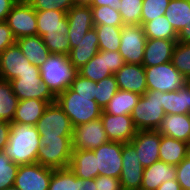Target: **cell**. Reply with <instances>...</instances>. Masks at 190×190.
Listing matches in <instances>:
<instances>
[{
	"label": "cell",
	"instance_id": "obj_54",
	"mask_svg": "<svg viewBox=\"0 0 190 190\" xmlns=\"http://www.w3.org/2000/svg\"><path fill=\"white\" fill-rule=\"evenodd\" d=\"M74 4L89 5L92 0H73Z\"/></svg>",
	"mask_w": 190,
	"mask_h": 190
},
{
	"label": "cell",
	"instance_id": "obj_31",
	"mask_svg": "<svg viewBox=\"0 0 190 190\" xmlns=\"http://www.w3.org/2000/svg\"><path fill=\"white\" fill-rule=\"evenodd\" d=\"M140 97L141 95L138 93L119 89L103 108V111L112 115H131Z\"/></svg>",
	"mask_w": 190,
	"mask_h": 190
},
{
	"label": "cell",
	"instance_id": "obj_9",
	"mask_svg": "<svg viewBox=\"0 0 190 190\" xmlns=\"http://www.w3.org/2000/svg\"><path fill=\"white\" fill-rule=\"evenodd\" d=\"M144 68L147 90L171 92L185 86L186 78L173 66L171 61Z\"/></svg>",
	"mask_w": 190,
	"mask_h": 190
},
{
	"label": "cell",
	"instance_id": "obj_39",
	"mask_svg": "<svg viewBox=\"0 0 190 190\" xmlns=\"http://www.w3.org/2000/svg\"><path fill=\"white\" fill-rule=\"evenodd\" d=\"M119 13L124 25H141L143 0H121Z\"/></svg>",
	"mask_w": 190,
	"mask_h": 190
},
{
	"label": "cell",
	"instance_id": "obj_34",
	"mask_svg": "<svg viewBox=\"0 0 190 190\" xmlns=\"http://www.w3.org/2000/svg\"><path fill=\"white\" fill-rule=\"evenodd\" d=\"M143 29L147 39L177 40L178 38V33L164 15L146 22Z\"/></svg>",
	"mask_w": 190,
	"mask_h": 190
},
{
	"label": "cell",
	"instance_id": "obj_46",
	"mask_svg": "<svg viewBox=\"0 0 190 190\" xmlns=\"http://www.w3.org/2000/svg\"><path fill=\"white\" fill-rule=\"evenodd\" d=\"M95 182L96 190H122L120 180L115 177L98 175Z\"/></svg>",
	"mask_w": 190,
	"mask_h": 190
},
{
	"label": "cell",
	"instance_id": "obj_5",
	"mask_svg": "<svg viewBox=\"0 0 190 190\" xmlns=\"http://www.w3.org/2000/svg\"><path fill=\"white\" fill-rule=\"evenodd\" d=\"M163 92L147 90L134 107L131 118L137 130H157L165 116Z\"/></svg>",
	"mask_w": 190,
	"mask_h": 190
},
{
	"label": "cell",
	"instance_id": "obj_40",
	"mask_svg": "<svg viewBox=\"0 0 190 190\" xmlns=\"http://www.w3.org/2000/svg\"><path fill=\"white\" fill-rule=\"evenodd\" d=\"M171 62L181 75L190 77V43L176 42Z\"/></svg>",
	"mask_w": 190,
	"mask_h": 190
},
{
	"label": "cell",
	"instance_id": "obj_1",
	"mask_svg": "<svg viewBox=\"0 0 190 190\" xmlns=\"http://www.w3.org/2000/svg\"><path fill=\"white\" fill-rule=\"evenodd\" d=\"M66 14L57 10L36 11L37 35L42 37L51 54L68 56L70 53Z\"/></svg>",
	"mask_w": 190,
	"mask_h": 190
},
{
	"label": "cell",
	"instance_id": "obj_6",
	"mask_svg": "<svg viewBox=\"0 0 190 190\" xmlns=\"http://www.w3.org/2000/svg\"><path fill=\"white\" fill-rule=\"evenodd\" d=\"M40 140L72 139L73 125L57 102L49 104L35 125Z\"/></svg>",
	"mask_w": 190,
	"mask_h": 190
},
{
	"label": "cell",
	"instance_id": "obj_19",
	"mask_svg": "<svg viewBox=\"0 0 190 190\" xmlns=\"http://www.w3.org/2000/svg\"><path fill=\"white\" fill-rule=\"evenodd\" d=\"M68 22V37L71 48L82 41L85 34L94 27L92 10L89 5L75 4L66 14Z\"/></svg>",
	"mask_w": 190,
	"mask_h": 190
},
{
	"label": "cell",
	"instance_id": "obj_38",
	"mask_svg": "<svg viewBox=\"0 0 190 190\" xmlns=\"http://www.w3.org/2000/svg\"><path fill=\"white\" fill-rule=\"evenodd\" d=\"M118 90V84L113 74L96 82L94 100L101 108H104Z\"/></svg>",
	"mask_w": 190,
	"mask_h": 190
},
{
	"label": "cell",
	"instance_id": "obj_15",
	"mask_svg": "<svg viewBox=\"0 0 190 190\" xmlns=\"http://www.w3.org/2000/svg\"><path fill=\"white\" fill-rule=\"evenodd\" d=\"M25 71H40L31 64L15 42L0 54V79L11 81Z\"/></svg>",
	"mask_w": 190,
	"mask_h": 190
},
{
	"label": "cell",
	"instance_id": "obj_3",
	"mask_svg": "<svg viewBox=\"0 0 190 190\" xmlns=\"http://www.w3.org/2000/svg\"><path fill=\"white\" fill-rule=\"evenodd\" d=\"M56 102L69 117L73 127L101 117V108L92 96L79 95L70 87L56 96Z\"/></svg>",
	"mask_w": 190,
	"mask_h": 190
},
{
	"label": "cell",
	"instance_id": "obj_21",
	"mask_svg": "<svg viewBox=\"0 0 190 190\" xmlns=\"http://www.w3.org/2000/svg\"><path fill=\"white\" fill-rule=\"evenodd\" d=\"M114 75L120 90L139 95L147 91L145 68L140 64L125 63Z\"/></svg>",
	"mask_w": 190,
	"mask_h": 190
},
{
	"label": "cell",
	"instance_id": "obj_51",
	"mask_svg": "<svg viewBox=\"0 0 190 190\" xmlns=\"http://www.w3.org/2000/svg\"><path fill=\"white\" fill-rule=\"evenodd\" d=\"M77 190H96L95 178L93 179L77 178Z\"/></svg>",
	"mask_w": 190,
	"mask_h": 190
},
{
	"label": "cell",
	"instance_id": "obj_13",
	"mask_svg": "<svg viewBox=\"0 0 190 190\" xmlns=\"http://www.w3.org/2000/svg\"><path fill=\"white\" fill-rule=\"evenodd\" d=\"M53 169L38 163L19 165L14 185L19 190H48Z\"/></svg>",
	"mask_w": 190,
	"mask_h": 190
},
{
	"label": "cell",
	"instance_id": "obj_16",
	"mask_svg": "<svg viewBox=\"0 0 190 190\" xmlns=\"http://www.w3.org/2000/svg\"><path fill=\"white\" fill-rule=\"evenodd\" d=\"M144 167L141 165L135 148L124 143L122 148V171L119 177L122 190H140Z\"/></svg>",
	"mask_w": 190,
	"mask_h": 190
},
{
	"label": "cell",
	"instance_id": "obj_32",
	"mask_svg": "<svg viewBox=\"0 0 190 190\" xmlns=\"http://www.w3.org/2000/svg\"><path fill=\"white\" fill-rule=\"evenodd\" d=\"M164 16L179 33L190 20V0H170Z\"/></svg>",
	"mask_w": 190,
	"mask_h": 190
},
{
	"label": "cell",
	"instance_id": "obj_17",
	"mask_svg": "<svg viewBox=\"0 0 190 190\" xmlns=\"http://www.w3.org/2000/svg\"><path fill=\"white\" fill-rule=\"evenodd\" d=\"M108 141L101 118L80 124L73 129V149L93 150Z\"/></svg>",
	"mask_w": 190,
	"mask_h": 190
},
{
	"label": "cell",
	"instance_id": "obj_55",
	"mask_svg": "<svg viewBox=\"0 0 190 190\" xmlns=\"http://www.w3.org/2000/svg\"><path fill=\"white\" fill-rule=\"evenodd\" d=\"M185 86H186V87L189 89V91H190V77H187V78H186Z\"/></svg>",
	"mask_w": 190,
	"mask_h": 190
},
{
	"label": "cell",
	"instance_id": "obj_26",
	"mask_svg": "<svg viewBox=\"0 0 190 190\" xmlns=\"http://www.w3.org/2000/svg\"><path fill=\"white\" fill-rule=\"evenodd\" d=\"M172 179H176V166L158 160L144 168L140 190H156L161 183Z\"/></svg>",
	"mask_w": 190,
	"mask_h": 190
},
{
	"label": "cell",
	"instance_id": "obj_53",
	"mask_svg": "<svg viewBox=\"0 0 190 190\" xmlns=\"http://www.w3.org/2000/svg\"><path fill=\"white\" fill-rule=\"evenodd\" d=\"M177 42L190 43V20L188 25L178 33Z\"/></svg>",
	"mask_w": 190,
	"mask_h": 190
},
{
	"label": "cell",
	"instance_id": "obj_33",
	"mask_svg": "<svg viewBox=\"0 0 190 190\" xmlns=\"http://www.w3.org/2000/svg\"><path fill=\"white\" fill-rule=\"evenodd\" d=\"M18 102L10 82L0 79V121H13Z\"/></svg>",
	"mask_w": 190,
	"mask_h": 190
},
{
	"label": "cell",
	"instance_id": "obj_41",
	"mask_svg": "<svg viewBox=\"0 0 190 190\" xmlns=\"http://www.w3.org/2000/svg\"><path fill=\"white\" fill-rule=\"evenodd\" d=\"M18 168L19 165L13 163L4 151H0V190L14 185Z\"/></svg>",
	"mask_w": 190,
	"mask_h": 190
},
{
	"label": "cell",
	"instance_id": "obj_56",
	"mask_svg": "<svg viewBox=\"0 0 190 190\" xmlns=\"http://www.w3.org/2000/svg\"><path fill=\"white\" fill-rule=\"evenodd\" d=\"M4 190H19L18 188H16L15 186L9 187V188H5Z\"/></svg>",
	"mask_w": 190,
	"mask_h": 190
},
{
	"label": "cell",
	"instance_id": "obj_23",
	"mask_svg": "<svg viewBox=\"0 0 190 190\" xmlns=\"http://www.w3.org/2000/svg\"><path fill=\"white\" fill-rule=\"evenodd\" d=\"M99 52L98 35L93 27L86 34L82 41L76 43V47L71 48L68 55L70 63L78 70L83 67Z\"/></svg>",
	"mask_w": 190,
	"mask_h": 190
},
{
	"label": "cell",
	"instance_id": "obj_14",
	"mask_svg": "<svg viewBox=\"0 0 190 190\" xmlns=\"http://www.w3.org/2000/svg\"><path fill=\"white\" fill-rule=\"evenodd\" d=\"M122 142L108 141L93 149L99 175L120 177L122 171Z\"/></svg>",
	"mask_w": 190,
	"mask_h": 190
},
{
	"label": "cell",
	"instance_id": "obj_44",
	"mask_svg": "<svg viewBox=\"0 0 190 190\" xmlns=\"http://www.w3.org/2000/svg\"><path fill=\"white\" fill-rule=\"evenodd\" d=\"M70 88L79 95L92 96V98H94L96 82L76 73L73 81L71 82Z\"/></svg>",
	"mask_w": 190,
	"mask_h": 190
},
{
	"label": "cell",
	"instance_id": "obj_11",
	"mask_svg": "<svg viewBox=\"0 0 190 190\" xmlns=\"http://www.w3.org/2000/svg\"><path fill=\"white\" fill-rule=\"evenodd\" d=\"M15 39L37 35L36 11L26 1L19 0L5 20Z\"/></svg>",
	"mask_w": 190,
	"mask_h": 190
},
{
	"label": "cell",
	"instance_id": "obj_48",
	"mask_svg": "<svg viewBox=\"0 0 190 190\" xmlns=\"http://www.w3.org/2000/svg\"><path fill=\"white\" fill-rule=\"evenodd\" d=\"M11 122L0 121V151H3L8 143Z\"/></svg>",
	"mask_w": 190,
	"mask_h": 190
},
{
	"label": "cell",
	"instance_id": "obj_35",
	"mask_svg": "<svg viewBox=\"0 0 190 190\" xmlns=\"http://www.w3.org/2000/svg\"><path fill=\"white\" fill-rule=\"evenodd\" d=\"M98 35L99 50L118 51L121 44L122 27L109 25H94Z\"/></svg>",
	"mask_w": 190,
	"mask_h": 190
},
{
	"label": "cell",
	"instance_id": "obj_25",
	"mask_svg": "<svg viewBox=\"0 0 190 190\" xmlns=\"http://www.w3.org/2000/svg\"><path fill=\"white\" fill-rule=\"evenodd\" d=\"M69 168L80 179H93L99 175L93 150L73 149Z\"/></svg>",
	"mask_w": 190,
	"mask_h": 190
},
{
	"label": "cell",
	"instance_id": "obj_12",
	"mask_svg": "<svg viewBox=\"0 0 190 190\" xmlns=\"http://www.w3.org/2000/svg\"><path fill=\"white\" fill-rule=\"evenodd\" d=\"M146 40L142 25H124L122 27L118 52L125 63L142 65Z\"/></svg>",
	"mask_w": 190,
	"mask_h": 190
},
{
	"label": "cell",
	"instance_id": "obj_30",
	"mask_svg": "<svg viewBox=\"0 0 190 190\" xmlns=\"http://www.w3.org/2000/svg\"><path fill=\"white\" fill-rule=\"evenodd\" d=\"M165 114H190V91L186 86L177 91L163 92Z\"/></svg>",
	"mask_w": 190,
	"mask_h": 190
},
{
	"label": "cell",
	"instance_id": "obj_28",
	"mask_svg": "<svg viewBox=\"0 0 190 190\" xmlns=\"http://www.w3.org/2000/svg\"><path fill=\"white\" fill-rule=\"evenodd\" d=\"M49 104L39 99L19 100L11 123L35 126Z\"/></svg>",
	"mask_w": 190,
	"mask_h": 190
},
{
	"label": "cell",
	"instance_id": "obj_24",
	"mask_svg": "<svg viewBox=\"0 0 190 190\" xmlns=\"http://www.w3.org/2000/svg\"><path fill=\"white\" fill-rule=\"evenodd\" d=\"M157 131L190 144V114H165Z\"/></svg>",
	"mask_w": 190,
	"mask_h": 190
},
{
	"label": "cell",
	"instance_id": "obj_37",
	"mask_svg": "<svg viewBox=\"0 0 190 190\" xmlns=\"http://www.w3.org/2000/svg\"><path fill=\"white\" fill-rule=\"evenodd\" d=\"M94 25L123 27L121 14L109 6L91 7Z\"/></svg>",
	"mask_w": 190,
	"mask_h": 190
},
{
	"label": "cell",
	"instance_id": "obj_52",
	"mask_svg": "<svg viewBox=\"0 0 190 190\" xmlns=\"http://www.w3.org/2000/svg\"><path fill=\"white\" fill-rule=\"evenodd\" d=\"M156 190H182V188L176 179H172L161 183Z\"/></svg>",
	"mask_w": 190,
	"mask_h": 190
},
{
	"label": "cell",
	"instance_id": "obj_49",
	"mask_svg": "<svg viewBox=\"0 0 190 190\" xmlns=\"http://www.w3.org/2000/svg\"><path fill=\"white\" fill-rule=\"evenodd\" d=\"M19 0H0V21H5L12 7Z\"/></svg>",
	"mask_w": 190,
	"mask_h": 190
},
{
	"label": "cell",
	"instance_id": "obj_29",
	"mask_svg": "<svg viewBox=\"0 0 190 190\" xmlns=\"http://www.w3.org/2000/svg\"><path fill=\"white\" fill-rule=\"evenodd\" d=\"M189 143L161 135L159 159L167 164L177 166L188 156Z\"/></svg>",
	"mask_w": 190,
	"mask_h": 190
},
{
	"label": "cell",
	"instance_id": "obj_22",
	"mask_svg": "<svg viewBox=\"0 0 190 190\" xmlns=\"http://www.w3.org/2000/svg\"><path fill=\"white\" fill-rule=\"evenodd\" d=\"M177 40L147 39L142 66L151 67L172 60V53Z\"/></svg>",
	"mask_w": 190,
	"mask_h": 190
},
{
	"label": "cell",
	"instance_id": "obj_4",
	"mask_svg": "<svg viewBox=\"0 0 190 190\" xmlns=\"http://www.w3.org/2000/svg\"><path fill=\"white\" fill-rule=\"evenodd\" d=\"M39 69L42 81L56 96L70 87L77 73L68 56L63 54H51Z\"/></svg>",
	"mask_w": 190,
	"mask_h": 190
},
{
	"label": "cell",
	"instance_id": "obj_2",
	"mask_svg": "<svg viewBox=\"0 0 190 190\" xmlns=\"http://www.w3.org/2000/svg\"><path fill=\"white\" fill-rule=\"evenodd\" d=\"M40 134L35 126L11 123L8 143L4 152L17 165L37 163Z\"/></svg>",
	"mask_w": 190,
	"mask_h": 190
},
{
	"label": "cell",
	"instance_id": "obj_36",
	"mask_svg": "<svg viewBox=\"0 0 190 190\" xmlns=\"http://www.w3.org/2000/svg\"><path fill=\"white\" fill-rule=\"evenodd\" d=\"M48 190H77V177L69 167L53 169Z\"/></svg>",
	"mask_w": 190,
	"mask_h": 190
},
{
	"label": "cell",
	"instance_id": "obj_50",
	"mask_svg": "<svg viewBox=\"0 0 190 190\" xmlns=\"http://www.w3.org/2000/svg\"><path fill=\"white\" fill-rule=\"evenodd\" d=\"M121 0H92L89 4L90 7L109 6L119 11V5Z\"/></svg>",
	"mask_w": 190,
	"mask_h": 190
},
{
	"label": "cell",
	"instance_id": "obj_20",
	"mask_svg": "<svg viewBox=\"0 0 190 190\" xmlns=\"http://www.w3.org/2000/svg\"><path fill=\"white\" fill-rule=\"evenodd\" d=\"M100 118L109 141L129 143L138 131L131 115H112L102 111Z\"/></svg>",
	"mask_w": 190,
	"mask_h": 190
},
{
	"label": "cell",
	"instance_id": "obj_18",
	"mask_svg": "<svg viewBox=\"0 0 190 190\" xmlns=\"http://www.w3.org/2000/svg\"><path fill=\"white\" fill-rule=\"evenodd\" d=\"M129 143L135 148L137 157L144 168L160 160L161 134L157 130H138Z\"/></svg>",
	"mask_w": 190,
	"mask_h": 190
},
{
	"label": "cell",
	"instance_id": "obj_8",
	"mask_svg": "<svg viewBox=\"0 0 190 190\" xmlns=\"http://www.w3.org/2000/svg\"><path fill=\"white\" fill-rule=\"evenodd\" d=\"M125 61L118 51H101L89 60L77 73L94 82L115 74L122 68Z\"/></svg>",
	"mask_w": 190,
	"mask_h": 190
},
{
	"label": "cell",
	"instance_id": "obj_43",
	"mask_svg": "<svg viewBox=\"0 0 190 190\" xmlns=\"http://www.w3.org/2000/svg\"><path fill=\"white\" fill-rule=\"evenodd\" d=\"M35 11L57 10L68 12L75 4L73 0H26Z\"/></svg>",
	"mask_w": 190,
	"mask_h": 190
},
{
	"label": "cell",
	"instance_id": "obj_7",
	"mask_svg": "<svg viewBox=\"0 0 190 190\" xmlns=\"http://www.w3.org/2000/svg\"><path fill=\"white\" fill-rule=\"evenodd\" d=\"M9 82L19 100L35 98L48 104L56 102V95L42 81L40 71H25Z\"/></svg>",
	"mask_w": 190,
	"mask_h": 190
},
{
	"label": "cell",
	"instance_id": "obj_47",
	"mask_svg": "<svg viewBox=\"0 0 190 190\" xmlns=\"http://www.w3.org/2000/svg\"><path fill=\"white\" fill-rule=\"evenodd\" d=\"M16 42L11 29L5 21H0V54Z\"/></svg>",
	"mask_w": 190,
	"mask_h": 190
},
{
	"label": "cell",
	"instance_id": "obj_10",
	"mask_svg": "<svg viewBox=\"0 0 190 190\" xmlns=\"http://www.w3.org/2000/svg\"><path fill=\"white\" fill-rule=\"evenodd\" d=\"M37 163L52 169L68 168L72 155V139L40 140Z\"/></svg>",
	"mask_w": 190,
	"mask_h": 190
},
{
	"label": "cell",
	"instance_id": "obj_42",
	"mask_svg": "<svg viewBox=\"0 0 190 190\" xmlns=\"http://www.w3.org/2000/svg\"><path fill=\"white\" fill-rule=\"evenodd\" d=\"M170 0H143L141 25L165 15Z\"/></svg>",
	"mask_w": 190,
	"mask_h": 190
},
{
	"label": "cell",
	"instance_id": "obj_45",
	"mask_svg": "<svg viewBox=\"0 0 190 190\" xmlns=\"http://www.w3.org/2000/svg\"><path fill=\"white\" fill-rule=\"evenodd\" d=\"M176 180L182 190H190V156L176 166Z\"/></svg>",
	"mask_w": 190,
	"mask_h": 190
},
{
	"label": "cell",
	"instance_id": "obj_27",
	"mask_svg": "<svg viewBox=\"0 0 190 190\" xmlns=\"http://www.w3.org/2000/svg\"><path fill=\"white\" fill-rule=\"evenodd\" d=\"M16 43L27 60L38 67L42 66L51 55L42 37L38 35L16 39Z\"/></svg>",
	"mask_w": 190,
	"mask_h": 190
}]
</instances>
